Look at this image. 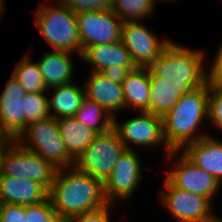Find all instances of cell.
Here are the masks:
<instances>
[{"instance_id": "34", "label": "cell", "mask_w": 222, "mask_h": 222, "mask_svg": "<svg viewBox=\"0 0 222 222\" xmlns=\"http://www.w3.org/2000/svg\"><path fill=\"white\" fill-rule=\"evenodd\" d=\"M208 70L210 80L222 83V44L216 50L212 66Z\"/></svg>"}, {"instance_id": "25", "label": "cell", "mask_w": 222, "mask_h": 222, "mask_svg": "<svg viewBox=\"0 0 222 222\" xmlns=\"http://www.w3.org/2000/svg\"><path fill=\"white\" fill-rule=\"evenodd\" d=\"M12 76L27 93L48 92L38 63L27 54L15 65Z\"/></svg>"}, {"instance_id": "6", "label": "cell", "mask_w": 222, "mask_h": 222, "mask_svg": "<svg viewBox=\"0 0 222 222\" xmlns=\"http://www.w3.org/2000/svg\"><path fill=\"white\" fill-rule=\"evenodd\" d=\"M126 147L112 128L95 136L93 142L75 160V167L103 183L113 172Z\"/></svg>"}, {"instance_id": "23", "label": "cell", "mask_w": 222, "mask_h": 222, "mask_svg": "<svg viewBox=\"0 0 222 222\" xmlns=\"http://www.w3.org/2000/svg\"><path fill=\"white\" fill-rule=\"evenodd\" d=\"M149 112L163 117L189 90L180 84L155 81L150 76Z\"/></svg>"}, {"instance_id": "13", "label": "cell", "mask_w": 222, "mask_h": 222, "mask_svg": "<svg viewBox=\"0 0 222 222\" xmlns=\"http://www.w3.org/2000/svg\"><path fill=\"white\" fill-rule=\"evenodd\" d=\"M121 41L130 52L136 67L144 66L172 42L166 38L160 41L140 20L123 22Z\"/></svg>"}, {"instance_id": "22", "label": "cell", "mask_w": 222, "mask_h": 222, "mask_svg": "<svg viewBox=\"0 0 222 222\" xmlns=\"http://www.w3.org/2000/svg\"><path fill=\"white\" fill-rule=\"evenodd\" d=\"M59 133L68 153L76 160L97 135L75 117L57 119Z\"/></svg>"}, {"instance_id": "2", "label": "cell", "mask_w": 222, "mask_h": 222, "mask_svg": "<svg viewBox=\"0 0 222 222\" xmlns=\"http://www.w3.org/2000/svg\"><path fill=\"white\" fill-rule=\"evenodd\" d=\"M209 114V80L181 96L173 108L162 117L163 136L171 151H181L186 145L209 136L200 126Z\"/></svg>"}, {"instance_id": "5", "label": "cell", "mask_w": 222, "mask_h": 222, "mask_svg": "<svg viewBox=\"0 0 222 222\" xmlns=\"http://www.w3.org/2000/svg\"><path fill=\"white\" fill-rule=\"evenodd\" d=\"M22 148L40 155L56 168H69L75 165V159L68 153L58 129L57 119L32 122L15 140Z\"/></svg>"}, {"instance_id": "21", "label": "cell", "mask_w": 222, "mask_h": 222, "mask_svg": "<svg viewBox=\"0 0 222 222\" xmlns=\"http://www.w3.org/2000/svg\"><path fill=\"white\" fill-rule=\"evenodd\" d=\"M51 89L53 93L48 97L50 116L56 119L74 117L85 98L84 87L72 82L49 88L48 91Z\"/></svg>"}, {"instance_id": "14", "label": "cell", "mask_w": 222, "mask_h": 222, "mask_svg": "<svg viewBox=\"0 0 222 222\" xmlns=\"http://www.w3.org/2000/svg\"><path fill=\"white\" fill-rule=\"evenodd\" d=\"M26 90L10 75L0 93V130L14 140L25 130L24 97Z\"/></svg>"}, {"instance_id": "17", "label": "cell", "mask_w": 222, "mask_h": 222, "mask_svg": "<svg viewBox=\"0 0 222 222\" xmlns=\"http://www.w3.org/2000/svg\"><path fill=\"white\" fill-rule=\"evenodd\" d=\"M181 152L222 184V141L209 135L186 145Z\"/></svg>"}, {"instance_id": "10", "label": "cell", "mask_w": 222, "mask_h": 222, "mask_svg": "<svg viewBox=\"0 0 222 222\" xmlns=\"http://www.w3.org/2000/svg\"><path fill=\"white\" fill-rule=\"evenodd\" d=\"M138 116L118 122V117H114L113 128L119 134L121 141L126 149H135L133 145L156 146L162 144L167 156L171 150L168 148L164 136L162 117L154 115L148 111L138 112Z\"/></svg>"}, {"instance_id": "38", "label": "cell", "mask_w": 222, "mask_h": 222, "mask_svg": "<svg viewBox=\"0 0 222 222\" xmlns=\"http://www.w3.org/2000/svg\"><path fill=\"white\" fill-rule=\"evenodd\" d=\"M5 0H0V14L2 15L4 12H3V9H4V4H5Z\"/></svg>"}, {"instance_id": "31", "label": "cell", "mask_w": 222, "mask_h": 222, "mask_svg": "<svg viewBox=\"0 0 222 222\" xmlns=\"http://www.w3.org/2000/svg\"><path fill=\"white\" fill-rule=\"evenodd\" d=\"M0 222H27L25 205L0 204Z\"/></svg>"}, {"instance_id": "1", "label": "cell", "mask_w": 222, "mask_h": 222, "mask_svg": "<svg viewBox=\"0 0 222 222\" xmlns=\"http://www.w3.org/2000/svg\"><path fill=\"white\" fill-rule=\"evenodd\" d=\"M48 198L55 212L64 220L109 204L104 195L103 182L75 166L58 169Z\"/></svg>"}, {"instance_id": "16", "label": "cell", "mask_w": 222, "mask_h": 222, "mask_svg": "<svg viewBox=\"0 0 222 222\" xmlns=\"http://www.w3.org/2000/svg\"><path fill=\"white\" fill-rule=\"evenodd\" d=\"M48 193L36 181L0 175V204L35 205L48 199Z\"/></svg>"}, {"instance_id": "8", "label": "cell", "mask_w": 222, "mask_h": 222, "mask_svg": "<svg viewBox=\"0 0 222 222\" xmlns=\"http://www.w3.org/2000/svg\"><path fill=\"white\" fill-rule=\"evenodd\" d=\"M173 158L175 160L172 163L175 162V164L172 165L171 170L166 171V178L175 187L203 195L212 202L214 196L221 190L222 185L218 180L195 165L181 151H171L166 156L169 163Z\"/></svg>"}, {"instance_id": "27", "label": "cell", "mask_w": 222, "mask_h": 222, "mask_svg": "<svg viewBox=\"0 0 222 222\" xmlns=\"http://www.w3.org/2000/svg\"><path fill=\"white\" fill-rule=\"evenodd\" d=\"M47 92L27 93L24 97L25 128L28 124L50 117Z\"/></svg>"}, {"instance_id": "28", "label": "cell", "mask_w": 222, "mask_h": 222, "mask_svg": "<svg viewBox=\"0 0 222 222\" xmlns=\"http://www.w3.org/2000/svg\"><path fill=\"white\" fill-rule=\"evenodd\" d=\"M25 214L27 222H65L55 212L49 198L39 204L25 205Z\"/></svg>"}, {"instance_id": "20", "label": "cell", "mask_w": 222, "mask_h": 222, "mask_svg": "<svg viewBox=\"0 0 222 222\" xmlns=\"http://www.w3.org/2000/svg\"><path fill=\"white\" fill-rule=\"evenodd\" d=\"M125 109L149 112L150 76L142 67H136L122 82Z\"/></svg>"}, {"instance_id": "33", "label": "cell", "mask_w": 222, "mask_h": 222, "mask_svg": "<svg viewBox=\"0 0 222 222\" xmlns=\"http://www.w3.org/2000/svg\"><path fill=\"white\" fill-rule=\"evenodd\" d=\"M136 67H106L100 71L102 75L111 79L113 82H117L122 84V82L126 79L127 74L130 70L135 69Z\"/></svg>"}, {"instance_id": "11", "label": "cell", "mask_w": 222, "mask_h": 222, "mask_svg": "<svg viewBox=\"0 0 222 222\" xmlns=\"http://www.w3.org/2000/svg\"><path fill=\"white\" fill-rule=\"evenodd\" d=\"M76 17L82 52L89 46L110 44L121 40L123 21L111 8L77 13Z\"/></svg>"}, {"instance_id": "9", "label": "cell", "mask_w": 222, "mask_h": 222, "mask_svg": "<svg viewBox=\"0 0 222 222\" xmlns=\"http://www.w3.org/2000/svg\"><path fill=\"white\" fill-rule=\"evenodd\" d=\"M163 184L161 205L178 222H204L214 212L207 197L175 187L166 177Z\"/></svg>"}, {"instance_id": "26", "label": "cell", "mask_w": 222, "mask_h": 222, "mask_svg": "<svg viewBox=\"0 0 222 222\" xmlns=\"http://www.w3.org/2000/svg\"><path fill=\"white\" fill-rule=\"evenodd\" d=\"M156 1L157 0H113L111 9L123 22L142 21L154 14Z\"/></svg>"}, {"instance_id": "4", "label": "cell", "mask_w": 222, "mask_h": 222, "mask_svg": "<svg viewBox=\"0 0 222 222\" xmlns=\"http://www.w3.org/2000/svg\"><path fill=\"white\" fill-rule=\"evenodd\" d=\"M55 1V4H38L35 23L43 40L53 50L82 55V45L78 34L76 14L66 5ZM54 6V7H53Z\"/></svg>"}, {"instance_id": "24", "label": "cell", "mask_w": 222, "mask_h": 222, "mask_svg": "<svg viewBox=\"0 0 222 222\" xmlns=\"http://www.w3.org/2000/svg\"><path fill=\"white\" fill-rule=\"evenodd\" d=\"M74 117L96 134L105 133L113 128L114 117L86 97Z\"/></svg>"}, {"instance_id": "29", "label": "cell", "mask_w": 222, "mask_h": 222, "mask_svg": "<svg viewBox=\"0 0 222 222\" xmlns=\"http://www.w3.org/2000/svg\"><path fill=\"white\" fill-rule=\"evenodd\" d=\"M212 126L222 131V83L209 79V114L208 120Z\"/></svg>"}, {"instance_id": "18", "label": "cell", "mask_w": 222, "mask_h": 222, "mask_svg": "<svg viewBox=\"0 0 222 222\" xmlns=\"http://www.w3.org/2000/svg\"><path fill=\"white\" fill-rule=\"evenodd\" d=\"M83 61L88 63L92 68L91 71L100 72L106 67H136L130 52L127 50L122 41L93 45L87 47L80 56Z\"/></svg>"}, {"instance_id": "30", "label": "cell", "mask_w": 222, "mask_h": 222, "mask_svg": "<svg viewBox=\"0 0 222 222\" xmlns=\"http://www.w3.org/2000/svg\"><path fill=\"white\" fill-rule=\"evenodd\" d=\"M68 6L75 14L91 11H102L111 8L108 0H57Z\"/></svg>"}, {"instance_id": "36", "label": "cell", "mask_w": 222, "mask_h": 222, "mask_svg": "<svg viewBox=\"0 0 222 222\" xmlns=\"http://www.w3.org/2000/svg\"><path fill=\"white\" fill-rule=\"evenodd\" d=\"M15 140L5 136L0 130V143H13Z\"/></svg>"}, {"instance_id": "15", "label": "cell", "mask_w": 222, "mask_h": 222, "mask_svg": "<svg viewBox=\"0 0 222 222\" xmlns=\"http://www.w3.org/2000/svg\"><path fill=\"white\" fill-rule=\"evenodd\" d=\"M84 83L85 97L115 117L125 109L122 84L113 82L98 71H91Z\"/></svg>"}, {"instance_id": "35", "label": "cell", "mask_w": 222, "mask_h": 222, "mask_svg": "<svg viewBox=\"0 0 222 222\" xmlns=\"http://www.w3.org/2000/svg\"><path fill=\"white\" fill-rule=\"evenodd\" d=\"M12 143H0V173H1V164H2V158L7 150V148L11 145Z\"/></svg>"}, {"instance_id": "19", "label": "cell", "mask_w": 222, "mask_h": 222, "mask_svg": "<svg viewBox=\"0 0 222 222\" xmlns=\"http://www.w3.org/2000/svg\"><path fill=\"white\" fill-rule=\"evenodd\" d=\"M71 55L72 53L56 50L42 52V59L37 63L48 89L74 82L72 77L75 67Z\"/></svg>"}, {"instance_id": "12", "label": "cell", "mask_w": 222, "mask_h": 222, "mask_svg": "<svg viewBox=\"0 0 222 222\" xmlns=\"http://www.w3.org/2000/svg\"><path fill=\"white\" fill-rule=\"evenodd\" d=\"M136 152V149H126L116 163L113 172L103 183L105 198L112 206L117 200L131 199L141 183L142 165H140V158Z\"/></svg>"}, {"instance_id": "7", "label": "cell", "mask_w": 222, "mask_h": 222, "mask_svg": "<svg viewBox=\"0 0 222 222\" xmlns=\"http://www.w3.org/2000/svg\"><path fill=\"white\" fill-rule=\"evenodd\" d=\"M58 168L14 141L5 151L0 175L36 181L50 189Z\"/></svg>"}, {"instance_id": "37", "label": "cell", "mask_w": 222, "mask_h": 222, "mask_svg": "<svg viewBox=\"0 0 222 222\" xmlns=\"http://www.w3.org/2000/svg\"><path fill=\"white\" fill-rule=\"evenodd\" d=\"M204 222H222V218L212 213Z\"/></svg>"}, {"instance_id": "32", "label": "cell", "mask_w": 222, "mask_h": 222, "mask_svg": "<svg viewBox=\"0 0 222 222\" xmlns=\"http://www.w3.org/2000/svg\"><path fill=\"white\" fill-rule=\"evenodd\" d=\"M110 209H112L111 204H108L101 209L73 216L65 222H110Z\"/></svg>"}, {"instance_id": "3", "label": "cell", "mask_w": 222, "mask_h": 222, "mask_svg": "<svg viewBox=\"0 0 222 222\" xmlns=\"http://www.w3.org/2000/svg\"><path fill=\"white\" fill-rule=\"evenodd\" d=\"M206 59L202 50H193L172 41L142 68L155 81L184 85L190 91L209 80Z\"/></svg>"}]
</instances>
